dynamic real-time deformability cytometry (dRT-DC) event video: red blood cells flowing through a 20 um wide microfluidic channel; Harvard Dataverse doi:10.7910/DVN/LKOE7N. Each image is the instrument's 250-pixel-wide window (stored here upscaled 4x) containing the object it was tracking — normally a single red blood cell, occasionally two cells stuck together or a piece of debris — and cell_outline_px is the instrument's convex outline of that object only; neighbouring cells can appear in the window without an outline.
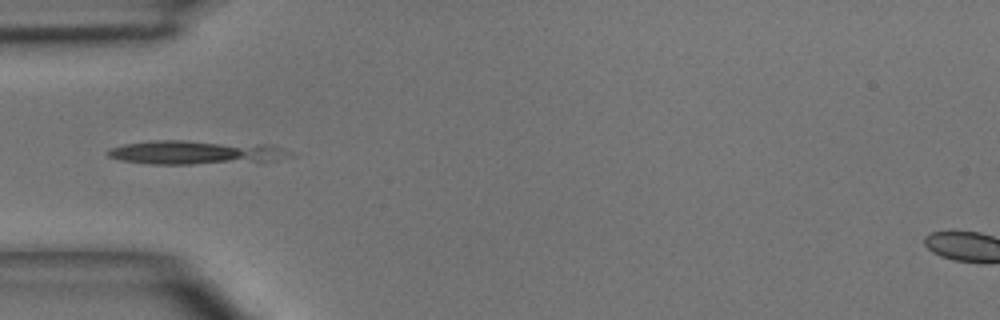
{"species": "common noctule bat (a hibernating species)", "species_latin": "Nyctalus noctula", "temperature_condition": "room temperature", "stored_images_in_passage": 4, "camera_frame_rate_fps": 3000, "um_per_image_px": 0.085, "animal": {"sex": "male", "body_mass_g": 15.6}, "frame": {"image": 1, "passage_image": 1, "time_ms": 0.0, "image_size_px": [1000, 320], "cell_outline_px": [[292, 152], [264, 160], [192, 164], [148, 164], [120, 160], [108, 156], [108, 152], [112, 148], [124, 144], [152, 140], [184, 140], [272, 144]], "centroid_in_image_um": [16.47, 12.92], "position_along_channel_um": 68.5, "area_um2": 24.68}}